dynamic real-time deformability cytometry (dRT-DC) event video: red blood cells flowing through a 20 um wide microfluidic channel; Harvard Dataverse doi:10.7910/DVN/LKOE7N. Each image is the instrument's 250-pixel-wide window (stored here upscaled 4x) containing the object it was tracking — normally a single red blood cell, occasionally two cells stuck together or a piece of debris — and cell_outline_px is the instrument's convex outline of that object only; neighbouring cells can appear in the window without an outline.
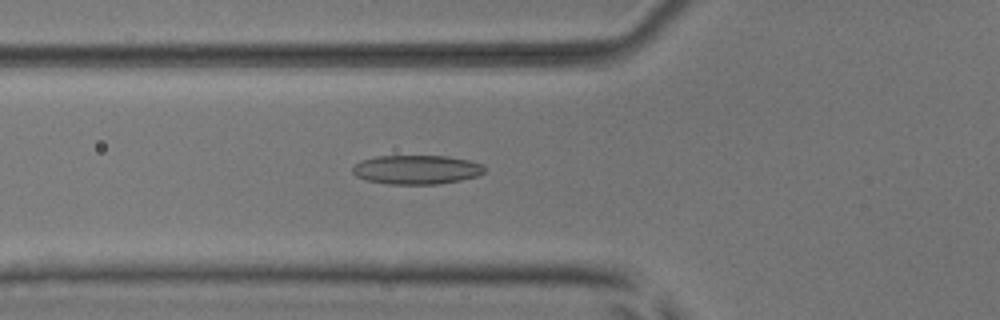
{"species": "common noctule bat (a hibernating species)", "species_latin": "Nyctalus noctula", "temperature_condition": "room temperature", "stored_images_in_passage": 53, "camera_frame_rate_fps": 3000, "um_per_image_px": 0.085, "animal": {"sex": "male", "body_mass_g": 17.9, "forearm_length_mm": 54.2}, "frame": {"image": 1, "passage_image": 20, "time_ms": 6.333, "image_size_px": [1000, 320], "cell_outline_px": [[484, 172], [480, 176], [460, 180], [436, 184], [388, 184], [364, 180], [356, 176], [352, 172], [352, 168], [360, 160], [376, 156], [448, 156], [468, 160], [484, 164]], "centroid_in_image_um": [35.4, 14.42], "position_along_channel_um": 90.4, "area_um2": 22.54}}
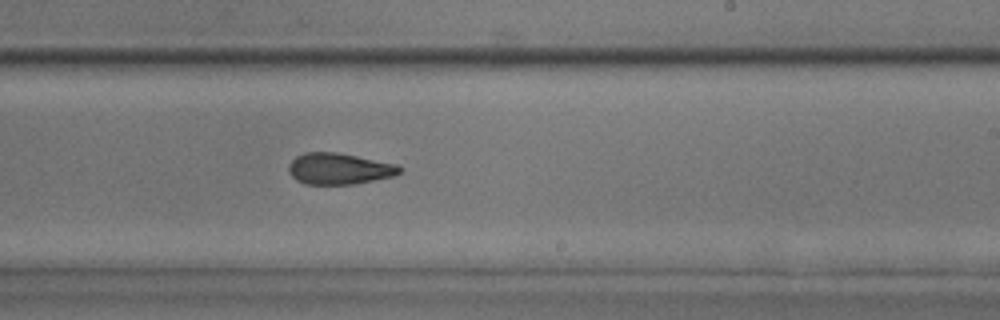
{"frame": {"image": 2, "passage_image": 33, "time_ms": 10.667, "image_size_px": [1000, 320], "cell_outline_px": [[404, 168], [400, 172], [392, 176], [356, 184], [304, 184], [296, 180], [288, 172], [288, 164], [296, 156], [304, 152], [340, 152], [396, 164]], "centroid_in_image_um": [28.8, 14.33], "position_along_channel_um": 260.2, "area_um2": 20.4}}
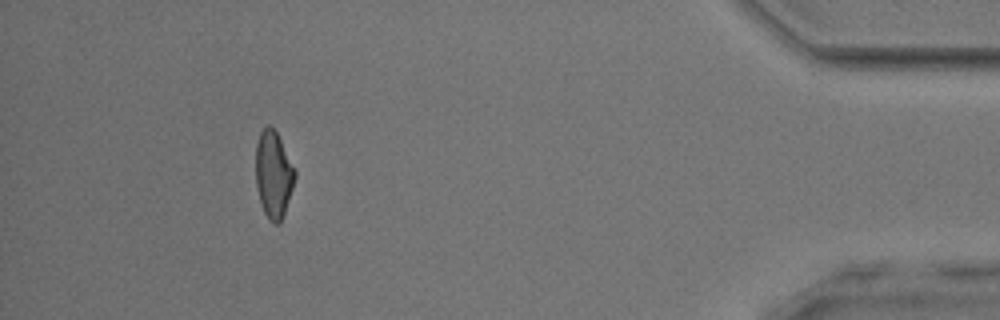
{"frame": {"image": 3, "passage_image": 49, "time_ms": 16.0, "image_size_px": [1000, 320], "cell_outline_px": [[296, 176], [280, 224], [276, 224], [268, 220], [264, 212], [260, 200], [256, 184], [256, 144], [260, 132], [268, 124], [276, 132], [296, 168]], "centroid_in_image_um": [23.25, 14.82], "position_along_channel_um": 411.9, "area_um2": 19.71}, "authors_computed_cell_mechanics": {"area_um2": 20.7502, "velocity_mm_per_s": 3.925, "shape_relaxation_time_tau1_ms": null, "shape_relaxation_time_tau2_ms": 2.4766, "deformation_change_tau1": null, "deformation_change_tau2": 0.0976}}